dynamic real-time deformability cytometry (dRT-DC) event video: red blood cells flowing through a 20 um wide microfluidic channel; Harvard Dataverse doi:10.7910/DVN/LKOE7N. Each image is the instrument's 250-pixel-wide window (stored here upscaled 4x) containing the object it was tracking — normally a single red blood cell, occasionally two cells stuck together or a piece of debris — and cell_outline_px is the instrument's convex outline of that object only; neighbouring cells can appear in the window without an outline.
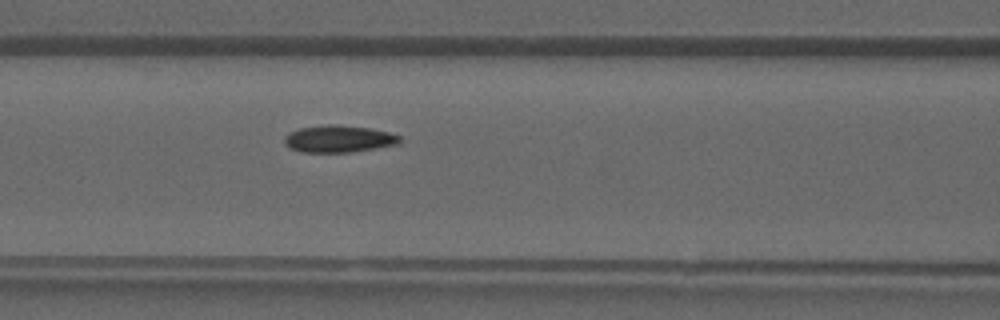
{"species": "common noctule bat (a hibernating species)", "species_latin": "Nyctalus noctula", "temperature_condition": "warm", "stored_images_in_passage": 28, "camera_frame_rate_fps": 3000, "um_per_image_px": 0.085, "animal": {"sex": "male", "forearm_length_mm": 52.5}, "frame": {"image": 1, "passage_image": 9, "time_ms": 2.667, "image_size_px": [1000, 320], "cell_outline_px": [[404, 140], [396, 144], [376, 148], [352, 152], [300, 152], [288, 148], [284, 144], [284, 136], [300, 128], [328, 124], [336, 124], [368, 128], [388, 132], [400, 136]], "centroid_in_image_um": [28.78, 11.81], "position_along_channel_um": 137.8, "area_um2": 18.21}}
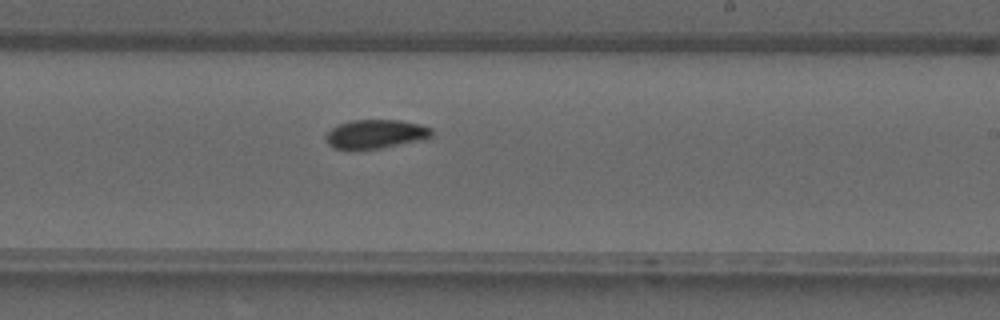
{"frame": {"image": 2, "passage_image": 16, "time_ms": 5.0, "image_size_px": [1000, 320], "cell_outline_px": [[432, 136], [424, 140], [380, 148], [332, 148], [328, 144], [324, 136], [332, 128], [340, 124], [352, 120], [400, 120], [420, 124], [432, 128]], "centroid_in_image_um": [31.97, 11.38], "position_along_channel_um": 257.0, "area_um2": 17.69}}
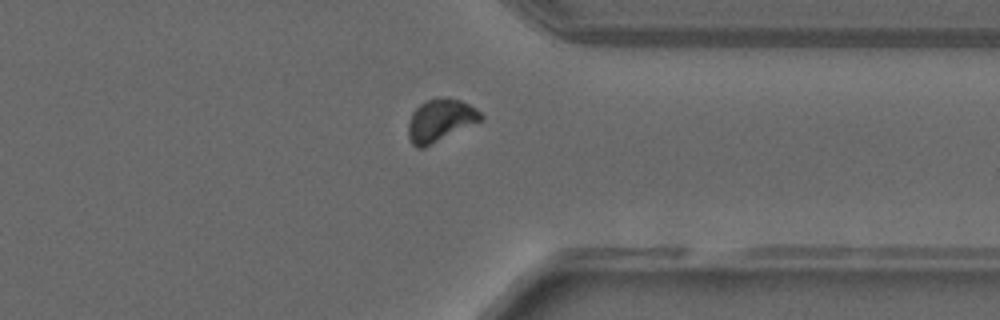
{"frame": {"image": 3, "passage_image": 23, "time_ms": 7.333, "image_size_px": [1000, 320], "cell_outline_px": [[484, 120], [424, 148], [416, 148], [412, 144], [408, 136], [408, 124], [412, 112], [420, 104], [436, 96], [440, 96], [460, 100], [476, 108], [484, 116]], "centroid_in_image_um": [37.44, 10.23], "position_along_channel_um": 374.0, "area_um2": 18.26}}